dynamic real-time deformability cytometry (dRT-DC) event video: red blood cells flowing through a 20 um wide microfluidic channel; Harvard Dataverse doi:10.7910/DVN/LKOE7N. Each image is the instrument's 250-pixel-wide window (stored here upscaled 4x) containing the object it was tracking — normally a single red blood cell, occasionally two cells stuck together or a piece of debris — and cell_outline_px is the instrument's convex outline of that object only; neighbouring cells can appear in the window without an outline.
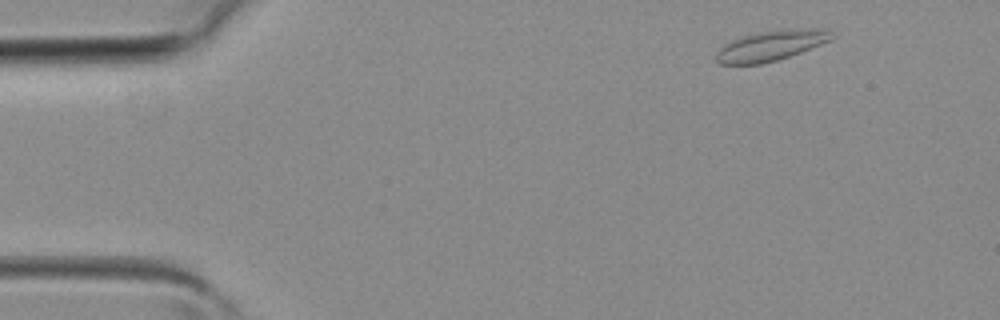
{"species": "common noctule bat (a hibernating species)", "species_latin": "Nyctalus noctula", "temperature_condition": "room temperature", "stored_images_in_passage": 3, "camera_frame_rate_fps": 3000, "um_per_image_px": 0.085, "animal": {"sex": "female", "body_mass_g": 19.3, "forearm_length_mm": 54.1}, "frame": {"image": 1, "passage_image": 1, "time_ms": 0.0, "image_size_px": [1000, 320], "cell_outline_px": [[836, 36], [832, 40], [800, 52], [776, 60], [760, 64], [720, 64], [716, 60], [716, 52], [724, 44], [732, 40], [756, 32], [812, 28], [824, 28]], "centroid_in_image_um": [65.54, 3.88], "position_along_channel_um": 19.5, "area_um2": 20.11}}